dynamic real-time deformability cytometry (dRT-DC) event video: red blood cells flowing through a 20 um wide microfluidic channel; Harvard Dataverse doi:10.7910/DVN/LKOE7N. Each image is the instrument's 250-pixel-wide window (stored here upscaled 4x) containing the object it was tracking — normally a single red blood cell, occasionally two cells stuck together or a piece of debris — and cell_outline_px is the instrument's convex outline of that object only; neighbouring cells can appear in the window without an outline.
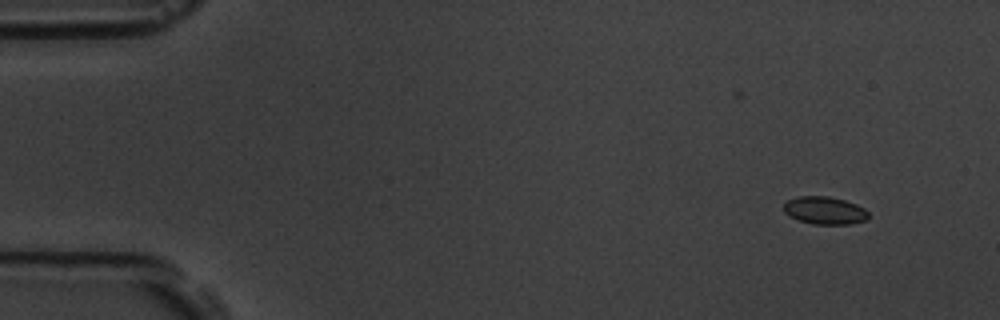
{"species": "common noctule bat (a hibernating species)", "species_latin": "Nyctalus noctula", "temperature_condition": "room temperature", "stored_images_in_passage": 7, "camera_frame_rate_fps": 3000, "um_per_image_px": 0.085, "animal": {"sex": "male", "body_mass_g": 19.5, "forearm_length_mm": 54.6}, "frame": {"image": 1, "passage_image": 1, "time_ms": 0.0, "image_size_px": [1000, 320], "cell_outline_px": [[868, 220], [852, 224], [812, 224], [800, 220], [784, 212], [784, 204], [788, 200], [800, 196], [828, 196], [844, 200], [856, 204], [864, 208], [868, 212]], "centroid_in_image_um": [70.14, 17.89], "position_along_channel_um": 14.9, "area_um2": 13.58}}
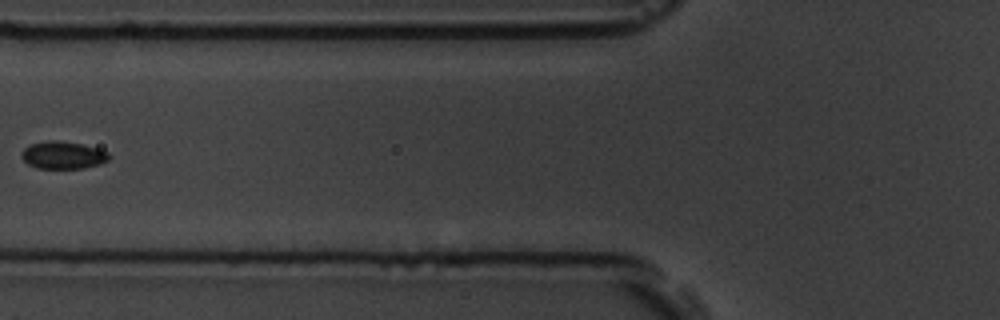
{"frame": {"image": 2, "passage_image": 6, "time_ms": 6.0, "image_size_px": [1000, 320], "cell_outline_px": [[108, 160], [100, 164], [84, 168], [36, 168], [28, 164], [20, 156], [24, 148], [32, 144], [48, 140], [56, 140], [80, 144], [96, 148], [108, 152]], "centroid_in_image_um": [5.33, 13.19], "position_along_channel_um": 120.5, "area_um2": 13.81}}
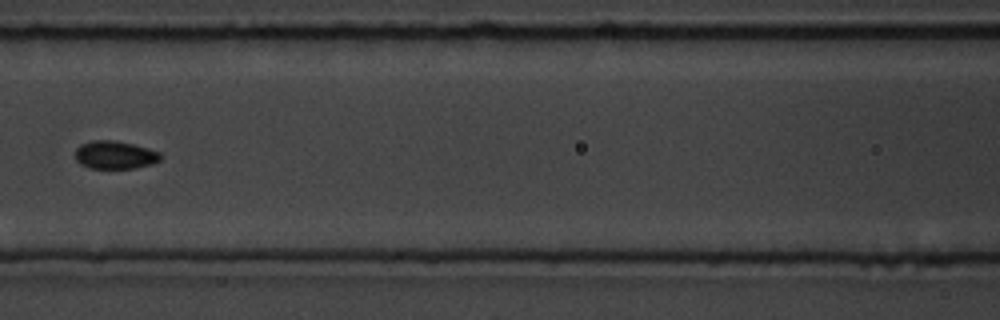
{"frame": {"image": 3, "passage_image": 7, "time_ms": 7.0, "image_size_px": [1000, 320], "cell_outline_px": [[160, 160], [152, 164], [136, 168], [88, 168], [80, 164], [76, 160], [76, 148], [80, 144], [92, 140], [116, 140], [148, 148], [160, 152]], "centroid_in_image_um": [9.75, 13.16], "position_along_channel_um": 156.8, "area_um2": 13.99}}